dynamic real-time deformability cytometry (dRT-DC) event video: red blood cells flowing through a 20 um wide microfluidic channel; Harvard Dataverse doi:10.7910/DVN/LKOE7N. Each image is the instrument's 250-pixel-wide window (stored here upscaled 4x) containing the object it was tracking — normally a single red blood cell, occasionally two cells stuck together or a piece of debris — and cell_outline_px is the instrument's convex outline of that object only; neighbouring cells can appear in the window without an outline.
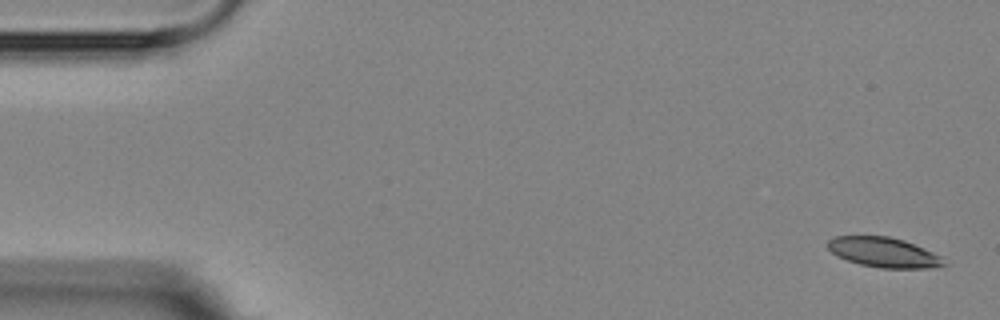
{"species": "Egyptian fruit bat (a non-hibernating species)", "species_latin": "Rousettus aegyptiacus", "temperature_condition": "room temperature", "stored_images_in_passage": 4, "camera_frame_rate_fps": 3000, "um_per_image_px": 0.085, "animal": {"sex": "female"}, "frame": {"image": 1, "passage_image": 1, "time_ms": 0.0, "image_size_px": [1000, 320], "cell_outline_px": [[948, 264], [928, 268], [880, 268], [860, 264], [836, 256], [828, 248], [828, 240], [836, 236], [888, 236], [904, 240], [924, 248], [940, 256]], "centroid_in_image_um": [75.11, 21.45], "position_along_channel_um": 9.9, "area_um2": 20.11}}
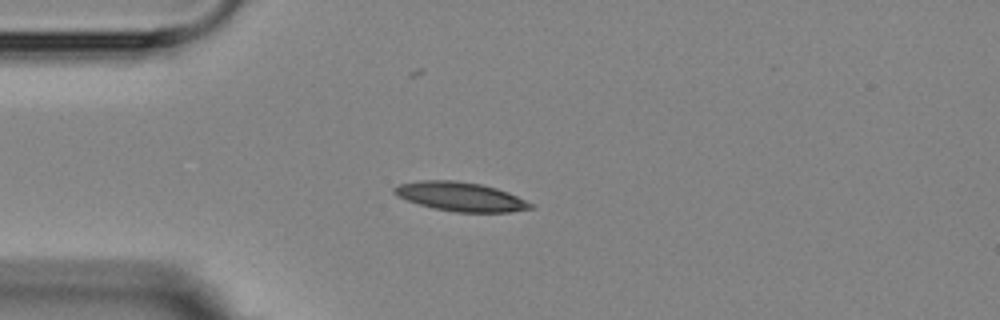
{"frame": {"image": 2, "passage_image": 4, "time_ms": 4.0, "image_size_px": [1000, 320], "cell_outline_px": [[536, 208], [512, 212], [456, 212], [432, 208], [396, 196], [392, 192], [392, 188], [400, 184], [420, 180], [452, 180], [480, 184], [496, 188], [508, 192], [536, 204]], "centroid_in_image_um": [39.19, 16.72], "position_along_channel_um": 45.8, "area_um2": 23.24}}